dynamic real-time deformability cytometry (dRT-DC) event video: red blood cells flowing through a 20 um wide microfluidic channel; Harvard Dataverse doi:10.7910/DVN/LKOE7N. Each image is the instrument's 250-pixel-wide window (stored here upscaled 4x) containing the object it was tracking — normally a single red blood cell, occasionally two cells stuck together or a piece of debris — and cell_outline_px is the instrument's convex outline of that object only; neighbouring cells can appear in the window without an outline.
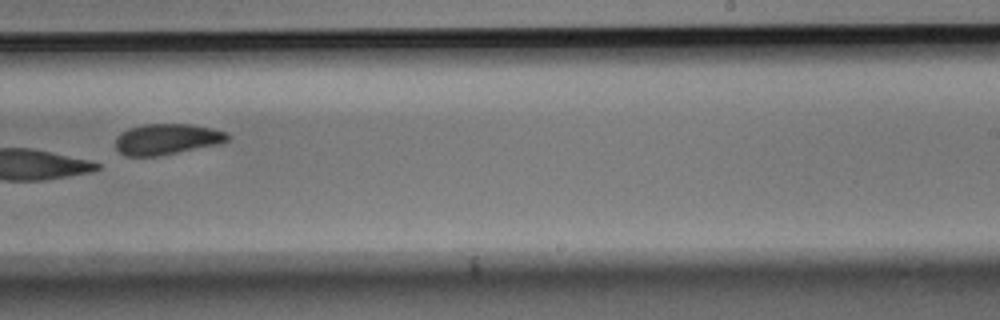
{"species": "Egyptian fruit bat (a non-hibernating species)", "species_latin": "Rousettus aegyptiacus", "temperature_condition": "room temperature", "stored_images_in_passage": 10, "camera_frame_rate_fps": 3000, "um_per_image_px": 0.085, "animal": {"sex": "male"}, "frame": {"image": 1, "passage_image": 9, "time_ms": 2.667, "image_size_px": [1000, 320], "cell_outline_px": [[228, 140], [220, 144], [160, 156], [124, 156], [116, 148], [116, 136], [120, 132], [128, 128], [144, 124], [192, 124], [212, 128], [228, 132]], "centroid_in_image_um": [14.18, 11.83], "position_along_channel_um": 274.8, "area_um2": 20.4}}
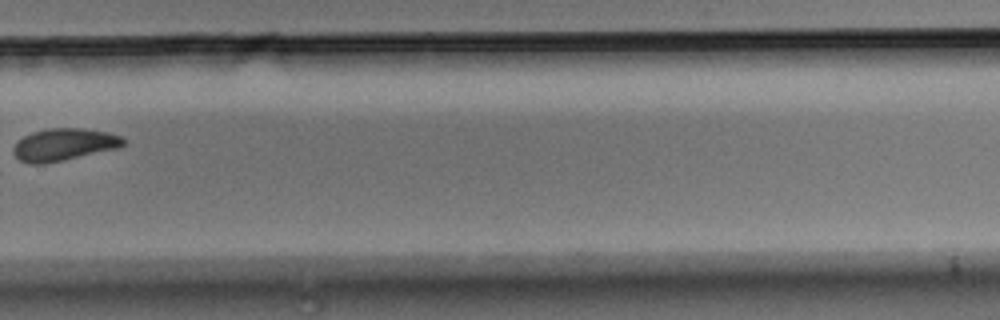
{"frame": {"image": 2, "passage_image": 10, "time_ms": 3.0, "image_size_px": [1000, 320], "cell_outline_px": [[128, 144], [120, 148], [64, 160], [44, 164], [28, 164], [20, 160], [12, 152], [12, 148], [24, 136], [32, 132], [48, 128], [80, 128], [108, 132], [120, 136]], "centroid_in_image_um": [5.46, 12.3], "position_along_channel_um": 324.3, "area_um2": 20.81}}